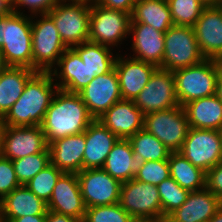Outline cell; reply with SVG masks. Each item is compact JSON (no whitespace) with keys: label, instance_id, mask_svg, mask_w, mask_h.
Wrapping results in <instances>:
<instances>
[{"label":"cell","instance_id":"obj_1","mask_svg":"<svg viewBox=\"0 0 222 222\" xmlns=\"http://www.w3.org/2000/svg\"><path fill=\"white\" fill-rule=\"evenodd\" d=\"M93 120L78 93L58 89L41 127L49 144L57 139L84 132Z\"/></svg>","mask_w":222,"mask_h":222},{"label":"cell","instance_id":"obj_2","mask_svg":"<svg viewBox=\"0 0 222 222\" xmlns=\"http://www.w3.org/2000/svg\"><path fill=\"white\" fill-rule=\"evenodd\" d=\"M58 90L50 72H36L26 83L21 97L3 117L6 126H41Z\"/></svg>","mask_w":222,"mask_h":222},{"label":"cell","instance_id":"obj_3","mask_svg":"<svg viewBox=\"0 0 222 222\" xmlns=\"http://www.w3.org/2000/svg\"><path fill=\"white\" fill-rule=\"evenodd\" d=\"M27 16L13 11L0 16V50L9 67L32 69L31 21L35 17Z\"/></svg>","mask_w":222,"mask_h":222},{"label":"cell","instance_id":"obj_4","mask_svg":"<svg viewBox=\"0 0 222 222\" xmlns=\"http://www.w3.org/2000/svg\"><path fill=\"white\" fill-rule=\"evenodd\" d=\"M218 60L204 59L196 65L173 72L175 93L180 106L216 94L220 69Z\"/></svg>","mask_w":222,"mask_h":222},{"label":"cell","instance_id":"obj_5","mask_svg":"<svg viewBox=\"0 0 222 222\" xmlns=\"http://www.w3.org/2000/svg\"><path fill=\"white\" fill-rule=\"evenodd\" d=\"M90 10L91 0H60L47 13L68 48L88 41Z\"/></svg>","mask_w":222,"mask_h":222},{"label":"cell","instance_id":"obj_6","mask_svg":"<svg viewBox=\"0 0 222 222\" xmlns=\"http://www.w3.org/2000/svg\"><path fill=\"white\" fill-rule=\"evenodd\" d=\"M31 21L32 28V69L50 72L68 48L62 41L53 20L47 14Z\"/></svg>","mask_w":222,"mask_h":222},{"label":"cell","instance_id":"obj_7","mask_svg":"<svg viewBox=\"0 0 222 222\" xmlns=\"http://www.w3.org/2000/svg\"><path fill=\"white\" fill-rule=\"evenodd\" d=\"M164 41V56L159 67L161 69L174 72L205 59L199 49L193 27L173 25L164 33Z\"/></svg>","mask_w":222,"mask_h":222},{"label":"cell","instance_id":"obj_8","mask_svg":"<svg viewBox=\"0 0 222 222\" xmlns=\"http://www.w3.org/2000/svg\"><path fill=\"white\" fill-rule=\"evenodd\" d=\"M131 14L122 10L107 9L91 0L88 41L117 46L130 31Z\"/></svg>","mask_w":222,"mask_h":222},{"label":"cell","instance_id":"obj_9","mask_svg":"<svg viewBox=\"0 0 222 222\" xmlns=\"http://www.w3.org/2000/svg\"><path fill=\"white\" fill-rule=\"evenodd\" d=\"M143 128L171 152H179L190 126L184 108L179 105L145 114Z\"/></svg>","mask_w":222,"mask_h":222},{"label":"cell","instance_id":"obj_10","mask_svg":"<svg viewBox=\"0 0 222 222\" xmlns=\"http://www.w3.org/2000/svg\"><path fill=\"white\" fill-rule=\"evenodd\" d=\"M179 152L194 166L207 172L222 162L220 131L190 127Z\"/></svg>","mask_w":222,"mask_h":222},{"label":"cell","instance_id":"obj_11","mask_svg":"<svg viewBox=\"0 0 222 222\" xmlns=\"http://www.w3.org/2000/svg\"><path fill=\"white\" fill-rule=\"evenodd\" d=\"M119 204L133 218L163 217L157 186L134 178L122 183Z\"/></svg>","mask_w":222,"mask_h":222},{"label":"cell","instance_id":"obj_12","mask_svg":"<svg viewBox=\"0 0 222 222\" xmlns=\"http://www.w3.org/2000/svg\"><path fill=\"white\" fill-rule=\"evenodd\" d=\"M133 101L144 115L179 106L173 72L158 67Z\"/></svg>","mask_w":222,"mask_h":222},{"label":"cell","instance_id":"obj_13","mask_svg":"<svg viewBox=\"0 0 222 222\" xmlns=\"http://www.w3.org/2000/svg\"><path fill=\"white\" fill-rule=\"evenodd\" d=\"M86 208L119 203L122 183L102 168L76 173Z\"/></svg>","mask_w":222,"mask_h":222},{"label":"cell","instance_id":"obj_14","mask_svg":"<svg viewBox=\"0 0 222 222\" xmlns=\"http://www.w3.org/2000/svg\"><path fill=\"white\" fill-rule=\"evenodd\" d=\"M90 115L100 118L113 104L122 100L119 79L115 68L96 76L86 87L78 92Z\"/></svg>","mask_w":222,"mask_h":222},{"label":"cell","instance_id":"obj_15","mask_svg":"<svg viewBox=\"0 0 222 222\" xmlns=\"http://www.w3.org/2000/svg\"><path fill=\"white\" fill-rule=\"evenodd\" d=\"M47 147L41 126H6L1 155L15 160L43 152Z\"/></svg>","mask_w":222,"mask_h":222},{"label":"cell","instance_id":"obj_16","mask_svg":"<svg viewBox=\"0 0 222 222\" xmlns=\"http://www.w3.org/2000/svg\"><path fill=\"white\" fill-rule=\"evenodd\" d=\"M48 210L71 216L83 221L86 206L81 194L80 184L76 173H63L57 180L50 200Z\"/></svg>","mask_w":222,"mask_h":222},{"label":"cell","instance_id":"obj_17","mask_svg":"<svg viewBox=\"0 0 222 222\" xmlns=\"http://www.w3.org/2000/svg\"><path fill=\"white\" fill-rule=\"evenodd\" d=\"M193 30L203 56L219 60L222 57V8L205 7Z\"/></svg>","mask_w":222,"mask_h":222},{"label":"cell","instance_id":"obj_18","mask_svg":"<svg viewBox=\"0 0 222 222\" xmlns=\"http://www.w3.org/2000/svg\"><path fill=\"white\" fill-rule=\"evenodd\" d=\"M56 65L55 69L50 71L54 80L60 79V82L57 81L55 84L58 89L70 93H78L96 77V73H93L83 63L79 54L73 48H67Z\"/></svg>","mask_w":222,"mask_h":222},{"label":"cell","instance_id":"obj_19","mask_svg":"<svg viewBox=\"0 0 222 222\" xmlns=\"http://www.w3.org/2000/svg\"><path fill=\"white\" fill-rule=\"evenodd\" d=\"M129 58L125 59V56L123 58L117 55L114 66L119 79L122 100H134L158 68L154 64Z\"/></svg>","mask_w":222,"mask_h":222},{"label":"cell","instance_id":"obj_20","mask_svg":"<svg viewBox=\"0 0 222 222\" xmlns=\"http://www.w3.org/2000/svg\"><path fill=\"white\" fill-rule=\"evenodd\" d=\"M119 139H129L143 129L144 114L133 100H121L113 104L98 118Z\"/></svg>","mask_w":222,"mask_h":222},{"label":"cell","instance_id":"obj_21","mask_svg":"<svg viewBox=\"0 0 222 222\" xmlns=\"http://www.w3.org/2000/svg\"><path fill=\"white\" fill-rule=\"evenodd\" d=\"M222 201L206 187L188 194L186 201L166 217L167 222H209Z\"/></svg>","mask_w":222,"mask_h":222},{"label":"cell","instance_id":"obj_22","mask_svg":"<svg viewBox=\"0 0 222 222\" xmlns=\"http://www.w3.org/2000/svg\"><path fill=\"white\" fill-rule=\"evenodd\" d=\"M129 33L133 37L132 50L137 54L132 58L160 67L164 56V32L144 23H130Z\"/></svg>","mask_w":222,"mask_h":222},{"label":"cell","instance_id":"obj_23","mask_svg":"<svg viewBox=\"0 0 222 222\" xmlns=\"http://www.w3.org/2000/svg\"><path fill=\"white\" fill-rule=\"evenodd\" d=\"M119 138L99 120L94 119L85 130L83 169L102 168Z\"/></svg>","mask_w":222,"mask_h":222},{"label":"cell","instance_id":"obj_24","mask_svg":"<svg viewBox=\"0 0 222 222\" xmlns=\"http://www.w3.org/2000/svg\"><path fill=\"white\" fill-rule=\"evenodd\" d=\"M51 164L65 173H78L83 170L85 151V131L66 136L48 144Z\"/></svg>","mask_w":222,"mask_h":222},{"label":"cell","instance_id":"obj_25","mask_svg":"<svg viewBox=\"0 0 222 222\" xmlns=\"http://www.w3.org/2000/svg\"><path fill=\"white\" fill-rule=\"evenodd\" d=\"M47 203L21 185L0 200L1 219H16L29 215H46Z\"/></svg>","mask_w":222,"mask_h":222},{"label":"cell","instance_id":"obj_26","mask_svg":"<svg viewBox=\"0 0 222 222\" xmlns=\"http://www.w3.org/2000/svg\"><path fill=\"white\" fill-rule=\"evenodd\" d=\"M143 163L140 158L134 156L128 139H118L109 152L102 169L123 183L132 180Z\"/></svg>","mask_w":222,"mask_h":222},{"label":"cell","instance_id":"obj_27","mask_svg":"<svg viewBox=\"0 0 222 222\" xmlns=\"http://www.w3.org/2000/svg\"><path fill=\"white\" fill-rule=\"evenodd\" d=\"M183 108L191 128L222 129V101L216 94L193 100Z\"/></svg>","mask_w":222,"mask_h":222},{"label":"cell","instance_id":"obj_28","mask_svg":"<svg viewBox=\"0 0 222 222\" xmlns=\"http://www.w3.org/2000/svg\"><path fill=\"white\" fill-rule=\"evenodd\" d=\"M36 72L26 67H8L0 74V117L21 97L26 83Z\"/></svg>","mask_w":222,"mask_h":222},{"label":"cell","instance_id":"obj_29","mask_svg":"<svg viewBox=\"0 0 222 222\" xmlns=\"http://www.w3.org/2000/svg\"><path fill=\"white\" fill-rule=\"evenodd\" d=\"M130 23H144L164 33L174 25L166 0H136Z\"/></svg>","mask_w":222,"mask_h":222},{"label":"cell","instance_id":"obj_30","mask_svg":"<svg viewBox=\"0 0 222 222\" xmlns=\"http://www.w3.org/2000/svg\"><path fill=\"white\" fill-rule=\"evenodd\" d=\"M170 177L189 192L205 188L206 172L194 166L180 152H171L169 159Z\"/></svg>","mask_w":222,"mask_h":222},{"label":"cell","instance_id":"obj_31","mask_svg":"<svg viewBox=\"0 0 222 222\" xmlns=\"http://www.w3.org/2000/svg\"><path fill=\"white\" fill-rule=\"evenodd\" d=\"M80 56L84 64L96 76L103 75L114 69L117 56L111 52L112 47L86 41L72 47Z\"/></svg>","mask_w":222,"mask_h":222},{"label":"cell","instance_id":"obj_32","mask_svg":"<svg viewBox=\"0 0 222 222\" xmlns=\"http://www.w3.org/2000/svg\"><path fill=\"white\" fill-rule=\"evenodd\" d=\"M134 156L145 161H162L169 159L171 151L154 135L144 128L128 139Z\"/></svg>","mask_w":222,"mask_h":222},{"label":"cell","instance_id":"obj_33","mask_svg":"<svg viewBox=\"0 0 222 222\" xmlns=\"http://www.w3.org/2000/svg\"><path fill=\"white\" fill-rule=\"evenodd\" d=\"M12 164L19 183L25 185L38 172L51 164L49 148L40 153L12 160Z\"/></svg>","mask_w":222,"mask_h":222},{"label":"cell","instance_id":"obj_34","mask_svg":"<svg viewBox=\"0 0 222 222\" xmlns=\"http://www.w3.org/2000/svg\"><path fill=\"white\" fill-rule=\"evenodd\" d=\"M172 22L178 26L193 27L206 7L199 0H166Z\"/></svg>","mask_w":222,"mask_h":222},{"label":"cell","instance_id":"obj_35","mask_svg":"<svg viewBox=\"0 0 222 222\" xmlns=\"http://www.w3.org/2000/svg\"><path fill=\"white\" fill-rule=\"evenodd\" d=\"M157 189L161 201L162 215L165 218L179 208L190 193L171 177L158 184Z\"/></svg>","mask_w":222,"mask_h":222},{"label":"cell","instance_id":"obj_36","mask_svg":"<svg viewBox=\"0 0 222 222\" xmlns=\"http://www.w3.org/2000/svg\"><path fill=\"white\" fill-rule=\"evenodd\" d=\"M63 173L64 172L56 166L49 164L25 185L31 192L35 193L39 198L47 203L50 200L57 180Z\"/></svg>","mask_w":222,"mask_h":222},{"label":"cell","instance_id":"obj_37","mask_svg":"<svg viewBox=\"0 0 222 222\" xmlns=\"http://www.w3.org/2000/svg\"><path fill=\"white\" fill-rule=\"evenodd\" d=\"M129 215L119 203L86 208L83 222H132Z\"/></svg>","mask_w":222,"mask_h":222},{"label":"cell","instance_id":"obj_38","mask_svg":"<svg viewBox=\"0 0 222 222\" xmlns=\"http://www.w3.org/2000/svg\"><path fill=\"white\" fill-rule=\"evenodd\" d=\"M170 177L168 159L162 161H145L134 179L157 186Z\"/></svg>","mask_w":222,"mask_h":222},{"label":"cell","instance_id":"obj_39","mask_svg":"<svg viewBox=\"0 0 222 222\" xmlns=\"http://www.w3.org/2000/svg\"><path fill=\"white\" fill-rule=\"evenodd\" d=\"M19 186L12 160L0 155V200Z\"/></svg>","mask_w":222,"mask_h":222},{"label":"cell","instance_id":"obj_40","mask_svg":"<svg viewBox=\"0 0 222 222\" xmlns=\"http://www.w3.org/2000/svg\"><path fill=\"white\" fill-rule=\"evenodd\" d=\"M60 0H16L14 8L11 10L16 13L20 12V7H27L31 12V16L36 17L38 14H47ZM20 6V7H19ZM19 7V8H18Z\"/></svg>","mask_w":222,"mask_h":222},{"label":"cell","instance_id":"obj_41","mask_svg":"<svg viewBox=\"0 0 222 222\" xmlns=\"http://www.w3.org/2000/svg\"><path fill=\"white\" fill-rule=\"evenodd\" d=\"M205 187L222 201V162L206 172Z\"/></svg>","mask_w":222,"mask_h":222},{"label":"cell","instance_id":"obj_42","mask_svg":"<svg viewBox=\"0 0 222 222\" xmlns=\"http://www.w3.org/2000/svg\"><path fill=\"white\" fill-rule=\"evenodd\" d=\"M107 9L122 10L132 14L136 0H94Z\"/></svg>","mask_w":222,"mask_h":222},{"label":"cell","instance_id":"obj_43","mask_svg":"<svg viewBox=\"0 0 222 222\" xmlns=\"http://www.w3.org/2000/svg\"><path fill=\"white\" fill-rule=\"evenodd\" d=\"M46 222H83L80 219L73 218L64 214H59L48 210L46 212Z\"/></svg>","mask_w":222,"mask_h":222},{"label":"cell","instance_id":"obj_44","mask_svg":"<svg viewBox=\"0 0 222 222\" xmlns=\"http://www.w3.org/2000/svg\"><path fill=\"white\" fill-rule=\"evenodd\" d=\"M1 222H46V215H29L16 219H1Z\"/></svg>","mask_w":222,"mask_h":222},{"label":"cell","instance_id":"obj_45","mask_svg":"<svg viewBox=\"0 0 222 222\" xmlns=\"http://www.w3.org/2000/svg\"><path fill=\"white\" fill-rule=\"evenodd\" d=\"M216 95L222 101V66H220L218 73Z\"/></svg>","mask_w":222,"mask_h":222},{"label":"cell","instance_id":"obj_46","mask_svg":"<svg viewBox=\"0 0 222 222\" xmlns=\"http://www.w3.org/2000/svg\"><path fill=\"white\" fill-rule=\"evenodd\" d=\"M132 222H167L165 217L133 218Z\"/></svg>","mask_w":222,"mask_h":222},{"label":"cell","instance_id":"obj_47","mask_svg":"<svg viewBox=\"0 0 222 222\" xmlns=\"http://www.w3.org/2000/svg\"><path fill=\"white\" fill-rule=\"evenodd\" d=\"M6 124L4 123L3 117H0V155L3 149V135L5 131Z\"/></svg>","mask_w":222,"mask_h":222},{"label":"cell","instance_id":"obj_48","mask_svg":"<svg viewBox=\"0 0 222 222\" xmlns=\"http://www.w3.org/2000/svg\"><path fill=\"white\" fill-rule=\"evenodd\" d=\"M209 222H222V206L217 210Z\"/></svg>","mask_w":222,"mask_h":222},{"label":"cell","instance_id":"obj_49","mask_svg":"<svg viewBox=\"0 0 222 222\" xmlns=\"http://www.w3.org/2000/svg\"><path fill=\"white\" fill-rule=\"evenodd\" d=\"M8 64L5 61V58L0 50V74L8 68Z\"/></svg>","mask_w":222,"mask_h":222},{"label":"cell","instance_id":"obj_50","mask_svg":"<svg viewBox=\"0 0 222 222\" xmlns=\"http://www.w3.org/2000/svg\"><path fill=\"white\" fill-rule=\"evenodd\" d=\"M11 9L2 1L0 0V16L8 14Z\"/></svg>","mask_w":222,"mask_h":222},{"label":"cell","instance_id":"obj_51","mask_svg":"<svg viewBox=\"0 0 222 222\" xmlns=\"http://www.w3.org/2000/svg\"><path fill=\"white\" fill-rule=\"evenodd\" d=\"M201 3H203L206 7L208 6H218L220 0H199Z\"/></svg>","mask_w":222,"mask_h":222},{"label":"cell","instance_id":"obj_52","mask_svg":"<svg viewBox=\"0 0 222 222\" xmlns=\"http://www.w3.org/2000/svg\"><path fill=\"white\" fill-rule=\"evenodd\" d=\"M11 10L14 8L16 0H2Z\"/></svg>","mask_w":222,"mask_h":222},{"label":"cell","instance_id":"obj_53","mask_svg":"<svg viewBox=\"0 0 222 222\" xmlns=\"http://www.w3.org/2000/svg\"><path fill=\"white\" fill-rule=\"evenodd\" d=\"M220 131V137H221V144H222V129Z\"/></svg>","mask_w":222,"mask_h":222},{"label":"cell","instance_id":"obj_54","mask_svg":"<svg viewBox=\"0 0 222 222\" xmlns=\"http://www.w3.org/2000/svg\"><path fill=\"white\" fill-rule=\"evenodd\" d=\"M220 8H222V0H220L219 5Z\"/></svg>","mask_w":222,"mask_h":222},{"label":"cell","instance_id":"obj_55","mask_svg":"<svg viewBox=\"0 0 222 222\" xmlns=\"http://www.w3.org/2000/svg\"><path fill=\"white\" fill-rule=\"evenodd\" d=\"M218 61H219V64L222 66V57Z\"/></svg>","mask_w":222,"mask_h":222}]
</instances>
